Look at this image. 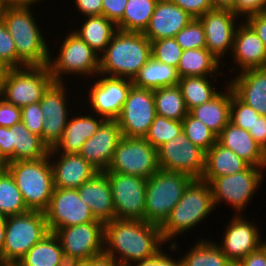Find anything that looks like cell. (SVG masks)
<instances>
[{"mask_svg":"<svg viewBox=\"0 0 266 266\" xmlns=\"http://www.w3.org/2000/svg\"><path fill=\"white\" fill-rule=\"evenodd\" d=\"M62 253L58 237L50 232L25 254L17 266H58Z\"/></svg>","mask_w":266,"mask_h":266,"instance_id":"obj_36","label":"cell"},{"mask_svg":"<svg viewBox=\"0 0 266 266\" xmlns=\"http://www.w3.org/2000/svg\"><path fill=\"white\" fill-rule=\"evenodd\" d=\"M179 79L177 68L150 57L133 78L132 84L138 88L154 90L176 86L179 83Z\"/></svg>","mask_w":266,"mask_h":266,"instance_id":"obj_34","label":"cell"},{"mask_svg":"<svg viewBox=\"0 0 266 266\" xmlns=\"http://www.w3.org/2000/svg\"><path fill=\"white\" fill-rule=\"evenodd\" d=\"M122 138L116 120H106L83 145L78 153L98 172H105L111 163L115 148Z\"/></svg>","mask_w":266,"mask_h":266,"instance_id":"obj_21","label":"cell"},{"mask_svg":"<svg viewBox=\"0 0 266 266\" xmlns=\"http://www.w3.org/2000/svg\"><path fill=\"white\" fill-rule=\"evenodd\" d=\"M187 138L205 153L216 143L217 136L200 120L190 113L182 121Z\"/></svg>","mask_w":266,"mask_h":266,"instance_id":"obj_42","label":"cell"},{"mask_svg":"<svg viewBox=\"0 0 266 266\" xmlns=\"http://www.w3.org/2000/svg\"><path fill=\"white\" fill-rule=\"evenodd\" d=\"M199 238L193 247L186 252L181 260V266H235L222 252L216 241Z\"/></svg>","mask_w":266,"mask_h":266,"instance_id":"obj_35","label":"cell"},{"mask_svg":"<svg viewBox=\"0 0 266 266\" xmlns=\"http://www.w3.org/2000/svg\"><path fill=\"white\" fill-rule=\"evenodd\" d=\"M5 7H27L35 3L43 2L42 0H0ZM34 3V4H33Z\"/></svg>","mask_w":266,"mask_h":266,"instance_id":"obj_60","label":"cell"},{"mask_svg":"<svg viewBox=\"0 0 266 266\" xmlns=\"http://www.w3.org/2000/svg\"><path fill=\"white\" fill-rule=\"evenodd\" d=\"M186 11L193 18H199L208 10L213 9L211 0H169Z\"/></svg>","mask_w":266,"mask_h":266,"instance_id":"obj_49","label":"cell"},{"mask_svg":"<svg viewBox=\"0 0 266 266\" xmlns=\"http://www.w3.org/2000/svg\"><path fill=\"white\" fill-rule=\"evenodd\" d=\"M83 18H86L84 24H80L81 28L78 30L73 29V32L101 55L118 30L117 25L104 15Z\"/></svg>","mask_w":266,"mask_h":266,"instance_id":"obj_33","label":"cell"},{"mask_svg":"<svg viewBox=\"0 0 266 266\" xmlns=\"http://www.w3.org/2000/svg\"><path fill=\"white\" fill-rule=\"evenodd\" d=\"M5 9V6L3 5V3L0 1V21H2L3 18V11Z\"/></svg>","mask_w":266,"mask_h":266,"instance_id":"obj_64","label":"cell"},{"mask_svg":"<svg viewBox=\"0 0 266 266\" xmlns=\"http://www.w3.org/2000/svg\"><path fill=\"white\" fill-rule=\"evenodd\" d=\"M53 82L48 66L7 69L3 77L1 97L22 108L32 103H39Z\"/></svg>","mask_w":266,"mask_h":266,"instance_id":"obj_9","label":"cell"},{"mask_svg":"<svg viewBox=\"0 0 266 266\" xmlns=\"http://www.w3.org/2000/svg\"><path fill=\"white\" fill-rule=\"evenodd\" d=\"M225 92H218L208 102L192 108L189 113L206 124L218 136L230 122L231 85L227 82Z\"/></svg>","mask_w":266,"mask_h":266,"instance_id":"obj_29","label":"cell"},{"mask_svg":"<svg viewBox=\"0 0 266 266\" xmlns=\"http://www.w3.org/2000/svg\"><path fill=\"white\" fill-rule=\"evenodd\" d=\"M4 168H5V164H4L2 161H0V173H1V171H2Z\"/></svg>","mask_w":266,"mask_h":266,"instance_id":"obj_67","label":"cell"},{"mask_svg":"<svg viewBox=\"0 0 266 266\" xmlns=\"http://www.w3.org/2000/svg\"><path fill=\"white\" fill-rule=\"evenodd\" d=\"M48 233L45 212L28 211L7 217L5 223V240L0 266L17 265L25 254Z\"/></svg>","mask_w":266,"mask_h":266,"instance_id":"obj_7","label":"cell"},{"mask_svg":"<svg viewBox=\"0 0 266 266\" xmlns=\"http://www.w3.org/2000/svg\"><path fill=\"white\" fill-rule=\"evenodd\" d=\"M59 47L56 58L50 53L48 67L54 82H65L63 75L97 76L100 67V55L97 54L77 34L70 31ZM77 73V74H76Z\"/></svg>","mask_w":266,"mask_h":266,"instance_id":"obj_8","label":"cell"},{"mask_svg":"<svg viewBox=\"0 0 266 266\" xmlns=\"http://www.w3.org/2000/svg\"><path fill=\"white\" fill-rule=\"evenodd\" d=\"M158 0H127L124 15L116 24L118 30L144 32Z\"/></svg>","mask_w":266,"mask_h":266,"instance_id":"obj_39","label":"cell"},{"mask_svg":"<svg viewBox=\"0 0 266 266\" xmlns=\"http://www.w3.org/2000/svg\"><path fill=\"white\" fill-rule=\"evenodd\" d=\"M214 209L210 184L201 179H194L160 227L163 240L170 244V250L176 252L178 249L179 244L174 241L175 237L197 227L200 222L207 219L208 215L212 214Z\"/></svg>","mask_w":266,"mask_h":266,"instance_id":"obj_4","label":"cell"},{"mask_svg":"<svg viewBox=\"0 0 266 266\" xmlns=\"http://www.w3.org/2000/svg\"><path fill=\"white\" fill-rule=\"evenodd\" d=\"M30 211L45 212L54 193V176L49 155L38 160L5 164Z\"/></svg>","mask_w":266,"mask_h":266,"instance_id":"obj_5","label":"cell"},{"mask_svg":"<svg viewBox=\"0 0 266 266\" xmlns=\"http://www.w3.org/2000/svg\"><path fill=\"white\" fill-rule=\"evenodd\" d=\"M260 114L252 107L242 102L231 87L230 122L246 131H249Z\"/></svg>","mask_w":266,"mask_h":266,"instance_id":"obj_45","label":"cell"},{"mask_svg":"<svg viewBox=\"0 0 266 266\" xmlns=\"http://www.w3.org/2000/svg\"><path fill=\"white\" fill-rule=\"evenodd\" d=\"M192 18L191 15L171 1L158 0L149 25L143 34L150 41L172 38L175 37V35L183 29Z\"/></svg>","mask_w":266,"mask_h":266,"instance_id":"obj_24","label":"cell"},{"mask_svg":"<svg viewBox=\"0 0 266 266\" xmlns=\"http://www.w3.org/2000/svg\"><path fill=\"white\" fill-rule=\"evenodd\" d=\"M82 201L90 207L96 220L107 223L115 219L113 196L104 172H98L77 189Z\"/></svg>","mask_w":266,"mask_h":266,"instance_id":"obj_25","label":"cell"},{"mask_svg":"<svg viewBox=\"0 0 266 266\" xmlns=\"http://www.w3.org/2000/svg\"><path fill=\"white\" fill-rule=\"evenodd\" d=\"M182 53L174 37L151 41V57L159 62L177 68Z\"/></svg>","mask_w":266,"mask_h":266,"instance_id":"obj_44","label":"cell"},{"mask_svg":"<svg viewBox=\"0 0 266 266\" xmlns=\"http://www.w3.org/2000/svg\"><path fill=\"white\" fill-rule=\"evenodd\" d=\"M151 57V41L143 32L117 30L100 55L99 74L133 80Z\"/></svg>","mask_w":266,"mask_h":266,"instance_id":"obj_2","label":"cell"},{"mask_svg":"<svg viewBox=\"0 0 266 266\" xmlns=\"http://www.w3.org/2000/svg\"><path fill=\"white\" fill-rule=\"evenodd\" d=\"M83 262L84 260H82L80 257L63 252L58 266H82Z\"/></svg>","mask_w":266,"mask_h":266,"instance_id":"obj_59","label":"cell"},{"mask_svg":"<svg viewBox=\"0 0 266 266\" xmlns=\"http://www.w3.org/2000/svg\"><path fill=\"white\" fill-rule=\"evenodd\" d=\"M113 196L115 219L145 221L147 179L116 172H104Z\"/></svg>","mask_w":266,"mask_h":266,"instance_id":"obj_12","label":"cell"},{"mask_svg":"<svg viewBox=\"0 0 266 266\" xmlns=\"http://www.w3.org/2000/svg\"><path fill=\"white\" fill-rule=\"evenodd\" d=\"M244 21L255 31L266 46V12L251 15Z\"/></svg>","mask_w":266,"mask_h":266,"instance_id":"obj_54","label":"cell"},{"mask_svg":"<svg viewBox=\"0 0 266 266\" xmlns=\"http://www.w3.org/2000/svg\"><path fill=\"white\" fill-rule=\"evenodd\" d=\"M248 132L266 152V117L263 115L256 117L253 127Z\"/></svg>","mask_w":266,"mask_h":266,"instance_id":"obj_55","label":"cell"},{"mask_svg":"<svg viewBox=\"0 0 266 266\" xmlns=\"http://www.w3.org/2000/svg\"><path fill=\"white\" fill-rule=\"evenodd\" d=\"M6 70L5 66L0 62V73H5Z\"/></svg>","mask_w":266,"mask_h":266,"instance_id":"obj_66","label":"cell"},{"mask_svg":"<svg viewBox=\"0 0 266 266\" xmlns=\"http://www.w3.org/2000/svg\"><path fill=\"white\" fill-rule=\"evenodd\" d=\"M0 62L6 69L18 68L15 42L3 21H0Z\"/></svg>","mask_w":266,"mask_h":266,"instance_id":"obj_46","label":"cell"},{"mask_svg":"<svg viewBox=\"0 0 266 266\" xmlns=\"http://www.w3.org/2000/svg\"><path fill=\"white\" fill-rule=\"evenodd\" d=\"M48 155L49 158L55 159H50L55 188L78 189L84 182L90 180L98 173V171L79 154L57 153L53 148H50Z\"/></svg>","mask_w":266,"mask_h":266,"instance_id":"obj_23","label":"cell"},{"mask_svg":"<svg viewBox=\"0 0 266 266\" xmlns=\"http://www.w3.org/2000/svg\"><path fill=\"white\" fill-rule=\"evenodd\" d=\"M7 217L0 213V255L2 254L5 240V223Z\"/></svg>","mask_w":266,"mask_h":266,"instance_id":"obj_62","label":"cell"},{"mask_svg":"<svg viewBox=\"0 0 266 266\" xmlns=\"http://www.w3.org/2000/svg\"><path fill=\"white\" fill-rule=\"evenodd\" d=\"M217 77L212 76L211 80L209 76H186L179 79L178 86L181 88L188 111L208 102L219 92L216 90L218 88H215L213 84Z\"/></svg>","mask_w":266,"mask_h":266,"instance_id":"obj_37","label":"cell"},{"mask_svg":"<svg viewBox=\"0 0 266 266\" xmlns=\"http://www.w3.org/2000/svg\"><path fill=\"white\" fill-rule=\"evenodd\" d=\"M243 216H232L224 230L223 240L220 244L216 242L234 265L266 242L260 236L259 226Z\"/></svg>","mask_w":266,"mask_h":266,"instance_id":"obj_19","label":"cell"},{"mask_svg":"<svg viewBox=\"0 0 266 266\" xmlns=\"http://www.w3.org/2000/svg\"><path fill=\"white\" fill-rule=\"evenodd\" d=\"M12 162L38 160L46 157L49 147L41 137L31 133L21 121L11 127Z\"/></svg>","mask_w":266,"mask_h":266,"instance_id":"obj_32","label":"cell"},{"mask_svg":"<svg viewBox=\"0 0 266 266\" xmlns=\"http://www.w3.org/2000/svg\"><path fill=\"white\" fill-rule=\"evenodd\" d=\"M77 115L75 117L71 116V118L68 119L62 138L53 147L57 153L78 154L82 145L91 138L106 121L105 118L94 113H92V115L86 114V116L85 114Z\"/></svg>","mask_w":266,"mask_h":266,"instance_id":"obj_28","label":"cell"},{"mask_svg":"<svg viewBox=\"0 0 266 266\" xmlns=\"http://www.w3.org/2000/svg\"><path fill=\"white\" fill-rule=\"evenodd\" d=\"M263 167L248 166L244 171L214 178L209 184L212 190L214 207L221 202L230 204L235 215H242L249 201L264 180ZM263 171V172H262ZM237 213V214H236Z\"/></svg>","mask_w":266,"mask_h":266,"instance_id":"obj_10","label":"cell"},{"mask_svg":"<svg viewBox=\"0 0 266 266\" xmlns=\"http://www.w3.org/2000/svg\"><path fill=\"white\" fill-rule=\"evenodd\" d=\"M31 6L5 7L2 21L15 42L18 68L48 66L50 50Z\"/></svg>","mask_w":266,"mask_h":266,"instance_id":"obj_3","label":"cell"},{"mask_svg":"<svg viewBox=\"0 0 266 266\" xmlns=\"http://www.w3.org/2000/svg\"><path fill=\"white\" fill-rule=\"evenodd\" d=\"M226 66L206 48L183 50L177 66L180 78L186 76H219L224 74L219 68ZM219 70V72H218ZM216 73V74H214Z\"/></svg>","mask_w":266,"mask_h":266,"instance_id":"obj_31","label":"cell"},{"mask_svg":"<svg viewBox=\"0 0 266 266\" xmlns=\"http://www.w3.org/2000/svg\"><path fill=\"white\" fill-rule=\"evenodd\" d=\"M63 252L88 260L104 253V223L96 220L57 229Z\"/></svg>","mask_w":266,"mask_h":266,"instance_id":"obj_17","label":"cell"},{"mask_svg":"<svg viewBox=\"0 0 266 266\" xmlns=\"http://www.w3.org/2000/svg\"><path fill=\"white\" fill-rule=\"evenodd\" d=\"M23 196L11 174L4 168L0 173V213L6 217L28 212Z\"/></svg>","mask_w":266,"mask_h":266,"instance_id":"obj_40","label":"cell"},{"mask_svg":"<svg viewBox=\"0 0 266 266\" xmlns=\"http://www.w3.org/2000/svg\"><path fill=\"white\" fill-rule=\"evenodd\" d=\"M44 120L40 103H32L21 108V121L31 133L40 136L41 139Z\"/></svg>","mask_w":266,"mask_h":266,"instance_id":"obj_47","label":"cell"},{"mask_svg":"<svg viewBox=\"0 0 266 266\" xmlns=\"http://www.w3.org/2000/svg\"><path fill=\"white\" fill-rule=\"evenodd\" d=\"M77 11L86 16L102 15V0H75Z\"/></svg>","mask_w":266,"mask_h":266,"instance_id":"obj_53","label":"cell"},{"mask_svg":"<svg viewBox=\"0 0 266 266\" xmlns=\"http://www.w3.org/2000/svg\"><path fill=\"white\" fill-rule=\"evenodd\" d=\"M97 76L88 93L90 111L106 120H116L133 86L132 80L102 74Z\"/></svg>","mask_w":266,"mask_h":266,"instance_id":"obj_16","label":"cell"},{"mask_svg":"<svg viewBox=\"0 0 266 266\" xmlns=\"http://www.w3.org/2000/svg\"><path fill=\"white\" fill-rule=\"evenodd\" d=\"M193 180L184 173L163 169L150 176L146 183L145 221L161 227Z\"/></svg>","mask_w":266,"mask_h":266,"instance_id":"obj_6","label":"cell"},{"mask_svg":"<svg viewBox=\"0 0 266 266\" xmlns=\"http://www.w3.org/2000/svg\"><path fill=\"white\" fill-rule=\"evenodd\" d=\"M217 141L236 153L250 166L266 169V152L248 131L229 122L217 136Z\"/></svg>","mask_w":266,"mask_h":266,"instance_id":"obj_27","label":"cell"},{"mask_svg":"<svg viewBox=\"0 0 266 266\" xmlns=\"http://www.w3.org/2000/svg\"><path fill=\"white\" fill-rule=\"evenodd\" d=\"M159 168L184 173L201 179L205 168V152L182 132L157 149Z\"/></svg>","mask_w":266,"mask_h":266,"instance_id":"obj_13","label":"cell"},{"mask_svg":"<svg viewBox=\"0 0 266 266\" xmlns=\"http://www.w3.org/2000/svg\"><path fill=\"white\" fill-rule=\"evenodd\" d=\"M65 82H53L42 96L40 107L44 115L42 141L50 148L62 138L70 110ZM69 106V107H67ZM69 113V114H68Z\"/></svg>","mask_w":266,"mask_h":266,"instance_id":"obj_18","label":"cell"},{"mask_svg":"<svg viewBox=\"0 0 266 266\" xmlns=\"http://www.w3.org/2000/svg\"><path fill=\"white\" fill-rule=\"evenodd\" d=\"M235 266H266V242L256 251L249 253Z\"/></svg>","mask_w":266,"mask_h":266,"instance_id":"obj_56","label":"cell"},{"mask_svg":"<svg viewBox=\"0 0 266 266\" xmlns=\"http://www.w3.org/2000/svg\"><path fill=\"white\" fill-rule=\"evenodd\" d=\"M5 73H0V94L2 93L3 77Z\"/></svg>","mask_w":266,"mask_h":266,"instance_id":"obj_65","label":"cell"},{"mask_svg":"<svg viewBox=\"0 0 266 266\" xmlns=\"http://www.w3.org/2000/svg\"><path fill=\"white\" fill-rule=\"evenodd\" d=\"M82 266H121L112 256L102 253L83 262Z\"/></svg>","mask_w":266,"mask_h":266,"instance_id":"obj_57","label":"cell"},{"mask_svg":"<svg viewBox=\"0 0 266 266\" xmlns=\"http://www.w3.org/2000/svg\"><path fill=\"white\" fill-rule=\"evenodd\" d=\"M127 0H102V15L117 24L123 17Z\"/></svg>","mask_w":266,"mask_h":266,"instance_id":"obj_51","label":"cell"},{"mask_svg":"<svg viewBox=\"0 0 266 266\" xmlns=\"http://www.w3.org/2000/svg\"><path fill=\"white\" fill-rule=\"evenodd\" d=\"M232 12L243 18L266 12V0H234Z\"/></svg>","mask_w":266,"mask_h":266,"instance_id":"obj_48","label":"cell"},{"mask_svg":"<svg viewBox=\"0 0 266 266\" xmlns=\"http://www.w3.org/2000/svg\"><path fill=\"white\" fill-rule=\"evenodd\" d=\"M157 266H181V260L180 257L178 260L174 259L161 250L157 253Z\"/></svg>","mask_w":266,"mask_h":266,"instance_id":"obj_58","label":"cell"},{"mask_svg":"<svg viewBox=\"0 0 266 266\" xmlns=\"http://www.w3.org/2000/svg\"><path fill=\"white\" fill-rule=\"evenodd\" d=\"M0 160L12 162L11 127L0 126Z\"/></svg>","mask_w":266,"mask_h":266,"instance_id":"obj_52","label":"cell"},{"mask_svg":"<svg viewBox=\"0 0 266 266\" xmlns=\"http://www.w3.org/2000/svg\"><path fill=\"white\" fill-rule=\"evenodd\" d=\"M48 229L54 233L59 228L96 221L79 196L77 189L55 188L45 211Z\"/></svg>","mask_w":266,"mask_h":266,"instance_id":"obj_15","label":"cell"},{"mask_svg":"<svg viewBox=\"0 0 266 266\" xmlns=\"http://www.w3.org/2000/svg\"><path fill=\"white\" fill-rule=\"evenodd\" d=\"M157 266V254L152 258L144 259L143 261H139L131 264L130 266Z\"/></svg>","mask_w":266,"mask_h":266,"instance_id":"obj_63","label":"cell"},{"mask_svg":"<svg viewBox=\"0 0 266 266\" xmlns=\"http://www.w3.org/2000/svg\"><path fill=\"white\" fill-rule=\"evenodd\" d=\"M159 169L156 148L144 138L122 136L105 172H116L148 179Z\"/></svg>","mask_w":266,"mask_h":266,"instance_id":"obj_11","label":"cell"},{"mask_svg":"<svg viewBox=\"0 0 266 266\" xmlns=\"http://www.w3.org/2000/svg\"><path fill=\"white\" fill-rule=\"evenodd\" d=\"M156 115L153 90L132 86L116 121L122 136L144 138Z\"/></svg>","mask_w":266,"mask_h":266,"instance_id":"obj_14","label":"cell"},{"mask_svg":"<svg viewBox=\"0 0 266 266\" xmlns=\"http://www.w3.org/2000/svg\"><path fill=\"white\" fill-rule=\"evenodd\" d=\"M156 114L168 119L183 121L189 113L181 88L176 86L153 90Z\"/></svg>","mask_w":266,"mask_h":266,"instance_id":"obj_38","label":"cell"},{"mask_svg":"<svg viewBox=\"0 0 266 266\" xmlns=\"http://www.w3.org/2000/svg\"><path fill=\"white\" fill-rule=\"evenodd\" d=\"M232 53L235 67L233 66L231 73L237 68L240 69L239 72L266 68V46L244 20L236 28Z\"/></svg>","mask_w":266,"mask_h":266,"instance_id":"obj_22","label":"cell"},{"mask_svg":"<svg viewBox=\"0 0 266 266\" xmlns=\"http://www.w3.org/2000/svg\"><path fill=\"white\" fill-rule=\"evenodd\" d=\"M183 132L182 121L156 115L144 139L158 149Z\"/></svg>","mask_w":266,"mask_h":266,"instance_id":"obj_41","label":"cell"},{"mask_svg":"<svg viewBox=\"0 0 266 266\" xmlns=\"http://www.w3.org/2000/svg\"><path fill=\"white\" fill-rule=\"evenodd\" d=\"M228 83L242 102L266 117V68L242 71Z\"/></svg>","mask_w":266,"mask_h":266,"instance_id":"obj_26","label":"cell"},{"mask_svg":"<svg viewBox=\"0 0 266 266\" xmlns=\"http://www.w3.org/2000/svg\"><path fill=\"white\" fill-rule=\"evenodd\" d=\"M214 9L231 10L234 5V0H211Z\"/></svg>","mask_w":266,"mask_h":266,"instance_id":"obj_61","label":"cell"},{"mask_svg":"<svg viewBox=\"0 0 266 266\" xmlns=\"http://www.w3.org/2000/svg\"><path fill=\"white\" fill-rule=\"evenodd\" d=\"M21 122V108L0 97V126L13 127Z\"/></svg>","mask_w":266,"mask_h":266,"instance_id":"obj_50","label":"cell"},{"mask_svg":"<svg viewBox=\"0 0 266 266\" xmlns=\"http://www.w3.org/2000/svg\"><path fill=\"white\" fill-rule=\"evenodd\" d=\"M231 10L211 9L199 17L206 35V49L220 61L233 49L234 35L242 18ZM236 22L238 24L236 25Z\"/></svg>","mask_w":266,"mask_h":266,"instance_id":"obj_20","label":"cell"},{"mask_svg":"<svg viewBox=\"0 0 266 266\" xmlns=\"http://www.w3.org/2000/svg\"><path fill=\"white\" fill-rule=\"evenodd\" d=\"M249 164L218 141L205 153V168L201 180L210 183L214 178L244 171Z\"/></svg>","mask_w":266,"mask_h":266,"instance_id":"obj_30","label":"cell"},{"mask_svg":"<svg viewBox=\"0 0 266 266\" xmlns=\"http://www.w3.org/2000/svg\"><path fill=\"white\" fill-rule=\"evenodd\" d=\"M174 38L182 50L206 48L205 30L199 18H192Z\"/></svg>","mask_w":266,"mask_h":266,"instance_id":"obj_43","label":"cell"},{"mask_svg":"<svg viewBox=\"0 0 266 266\" xmlns=\"http://www.w3.org/2000/svg\"><path fill=\"white\" fill-rule=\"evenodd\" d=\"M163 244L160 226L144 220L113 219L104 223V253L121 266L152 258Z\"/></svg>","mask_w":266,"mask_h":266,"instance_id":"obj_1","label":"cell"}]
</instances>
